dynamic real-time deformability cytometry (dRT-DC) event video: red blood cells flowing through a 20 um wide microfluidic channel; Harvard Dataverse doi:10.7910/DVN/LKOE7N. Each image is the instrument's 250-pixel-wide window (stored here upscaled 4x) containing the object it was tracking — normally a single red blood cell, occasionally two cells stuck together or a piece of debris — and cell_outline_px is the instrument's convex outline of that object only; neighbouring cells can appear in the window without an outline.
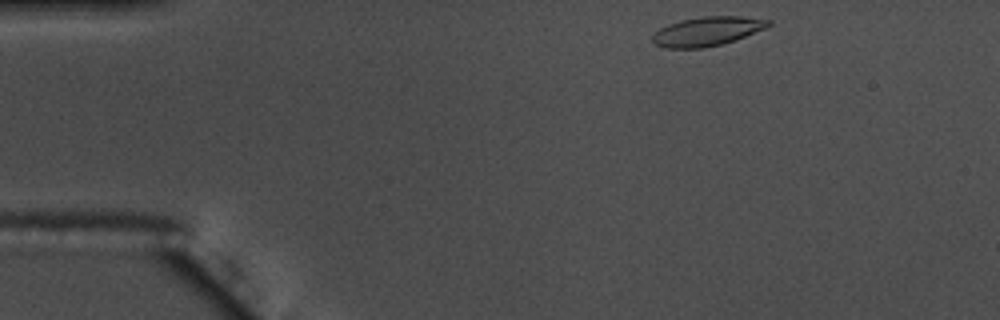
{"species": "common noctule bat (a hibernating species)", "species_latin": "Nyctalus noctula", "temperature_condition": "warm", "stored_images_in_passage": 48, "camera_frame_rate_fps": 3000, "um_per_image_px": 0.085, "animal": {"sex": "male", "body_mass_g": 17.5, "forearm_length_mm": 52.3}, "frame": {"image": 1, "passage_image": 1, "time_ms": 0.0, "image_size_px": [1000, 320], "cell_outline_px": [[772, 24], [764, 28], [736, 40], [704, 48], [664, 48], [652, 44], [652, 36], [660, 28], [668, 24], [680, 20], [704, 16], [740, 16], [772, 20]], "centroid_in_image_um": [60.08, 2.66], "position_along_channel_um": 24.9, "area_um2": 19.71}}
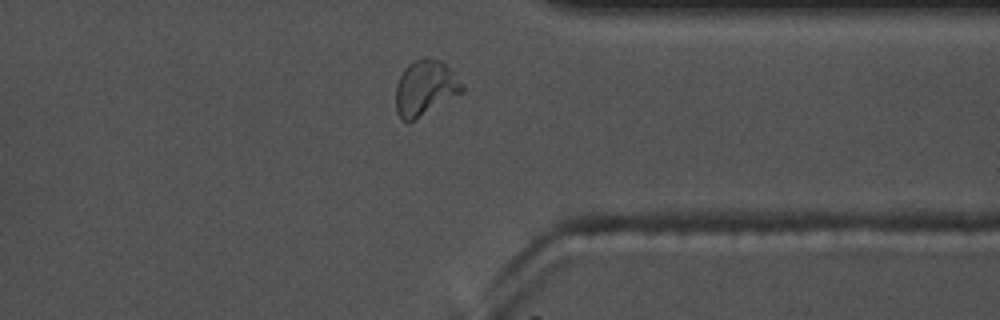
{"frame": {"image": 2, "passage_image": 36, "time_ms": 11.667, "image_size_px": [1000, 320], "cell_outline_px": [[464, 92], [412, 120], [404, 120], [396, 112], [396, 84], [404, 68], [412, 60], [424, 56], [428, 56], [440, 60], [464, 84]], "centroid_in_image_um": [36.14, 7.42], "position_along_channel_um": 375.3, "area_um2": 21.21}}
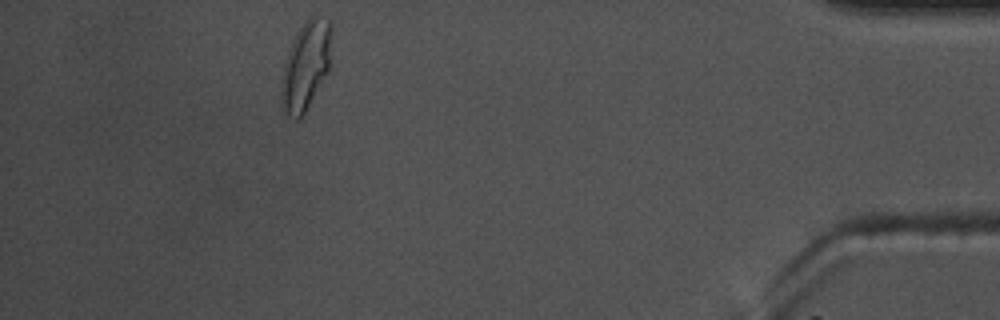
{"frame": {"image": 3, "passage_image": 43, "time_ms": 14.0, "image_size_px": [1000, 320], "cell_outline_px": [[332, 32], [328, 72], [304, 112], [296, 120], [288, 116], [284, 112], [280, 104], [280, 80], [284, 64], [288, 52], [296, 32], [308, 16], [316, 16], [332, 20]], "centroid_in_image_um": [25.98, 5.55], "position_along_channel_um": 409.2, "area_um2": 26.13}, "authors_computed_cell_mechanics": {"area_um2": 19.941, "velocity_mm_per_s": 3.6557, "shape_relaxation_time_tau1_ms": 5.1528, "shape_relaxation_time_tau2_ms": 1.5533, "deformation_change_tau1": 0.1828, "deformation_change_tau2": 0.0796}}